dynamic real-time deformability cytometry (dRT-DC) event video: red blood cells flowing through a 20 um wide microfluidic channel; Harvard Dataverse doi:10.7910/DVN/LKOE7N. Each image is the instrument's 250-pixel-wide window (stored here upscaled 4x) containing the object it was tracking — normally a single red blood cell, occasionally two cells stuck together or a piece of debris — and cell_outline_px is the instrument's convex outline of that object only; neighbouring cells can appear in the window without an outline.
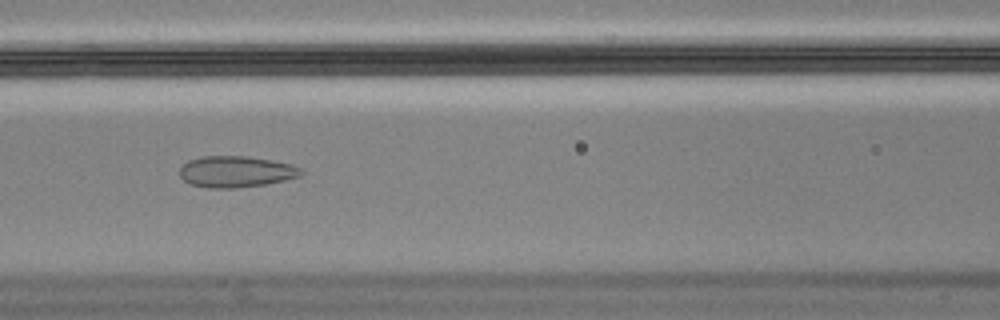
{"species": "Egyptian fruit bat (a non-hibernating species)", "species_latin": "Rousettus aegyptiacus", "temperature_condition": "cold", "stored_images_in_passage": 13, "camera_frame_rate_fps": 3000, "um_per_image_px": 0.085, "animal": {"sex": "male"}, "frame": {"image": 1, "passage_image": 11, "time_ms": 3.333, "image_size_px": [1000, 320], "cell_outline_px": [[304, 172], [300, 176], [268, 184], [236, 188], [204, 188], [188, 184], [180, 176], [180, 164], [188, 160], [208, 152], [240, 152], [292, 164], [304, 168]], "centroid_in_image_um": [20.02, 14.5], "position_along_channel_um": 146.6, "area_um2": 24.22}}